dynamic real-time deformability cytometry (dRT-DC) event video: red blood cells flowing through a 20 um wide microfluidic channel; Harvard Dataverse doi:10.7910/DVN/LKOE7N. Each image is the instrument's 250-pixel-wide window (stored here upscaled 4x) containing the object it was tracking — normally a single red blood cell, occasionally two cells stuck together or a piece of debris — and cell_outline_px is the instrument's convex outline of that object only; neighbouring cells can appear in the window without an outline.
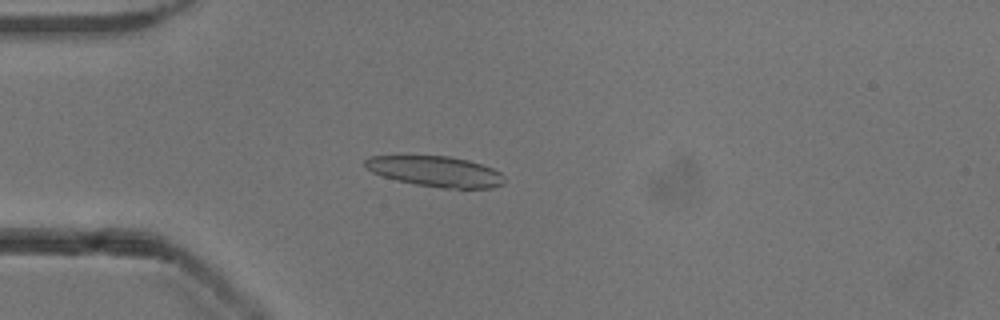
{"species": "common noctule bat (a hibernating species)", "species_latin": "Nyctalus noctula", "temperature_condition": "cold", "stored_images_in_passage": 53, "camera_frame_rate_fps": 3000, "um_per_image_px": 0.085, "animal": {"sex": "male", "body_mass_g": 13.3}, "frame": {"image": 1, "passage_image": 15, "time_ms": 4.667, "image_size_px": [1000, 320], "cell_outline_px": [[504, 180], [500, 184], [492, 188], [440, 188], [416, 184], [396, 180], [372, 172], [364, 164], [364, 160], [368, 156], [448, 156], [468, 160], [492, 168], [500, 172], [504, 176]], "centroid_in_image_um": [37.02, 14.57], "position_along_channel_um": 48.0, "area_um2": 24.57}}
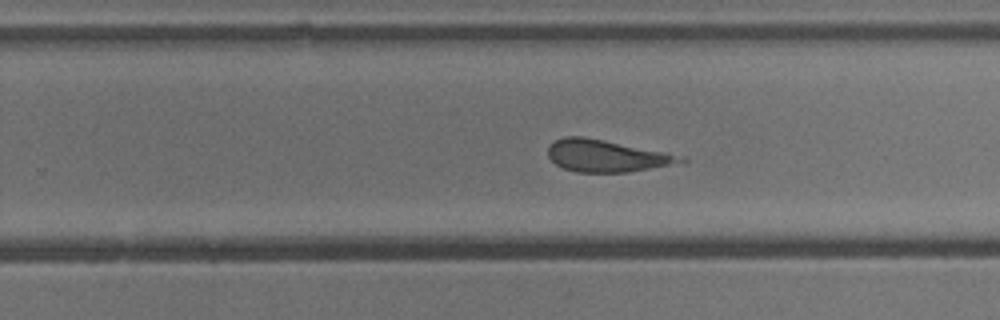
{"frame": {"image": 2, "passage_image": 34, "time_ms": 11.0, "image_size_px": [1000, 320], "cell_outline_px": [[688, 160], [628, 172], [576, 172], [564, 168], [556, 164], [548, 156], [548, 148], [556, 140], [564, 136], [584, 136], [664, 152]], "centroid_in_image_um": [51.43, 13.24], "position_along_channel_um": 278.4, "area_um2": 23.93}}
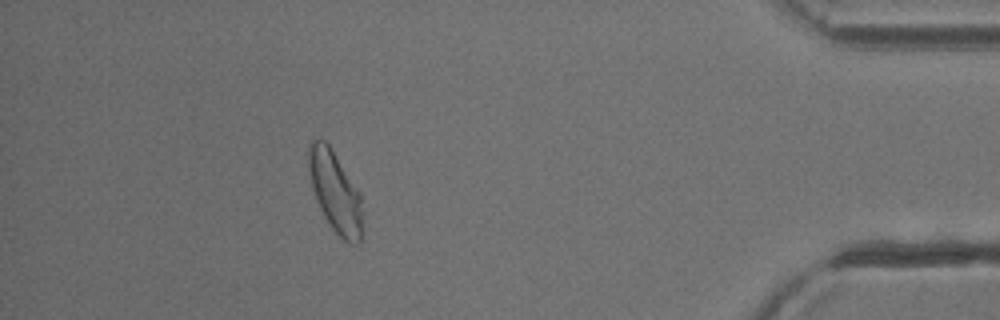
{"frame": {"image": 3, "passage_image": 48, "time_ms": 15.667, "image_size_px": [1000, 320], "cell_outline_px": [[364, 228], [360, 244], [348, 244], [332, 228], [324, 216], [316, 200], [312, 188], [308, 168], [308, 144], [312, 140], [324, 140], [332, 148], [360, 196]], "centroid_in_image_um": [28.49, 16.35], "position_along_channel_um": 406.7, "area_um2": 25.37}, "authors_computed_cell_mechanics": {"area_um2": 24.854, "velocity_mm_per_s": 3.8677, "shape_relaxation_time_tau1_ms": 8.3674, "shape_relaxation_time_tau2_ms": 2.8957, "deformation_change_tau1": 0.1304, "deformation_change_tau2": 0.1426}}